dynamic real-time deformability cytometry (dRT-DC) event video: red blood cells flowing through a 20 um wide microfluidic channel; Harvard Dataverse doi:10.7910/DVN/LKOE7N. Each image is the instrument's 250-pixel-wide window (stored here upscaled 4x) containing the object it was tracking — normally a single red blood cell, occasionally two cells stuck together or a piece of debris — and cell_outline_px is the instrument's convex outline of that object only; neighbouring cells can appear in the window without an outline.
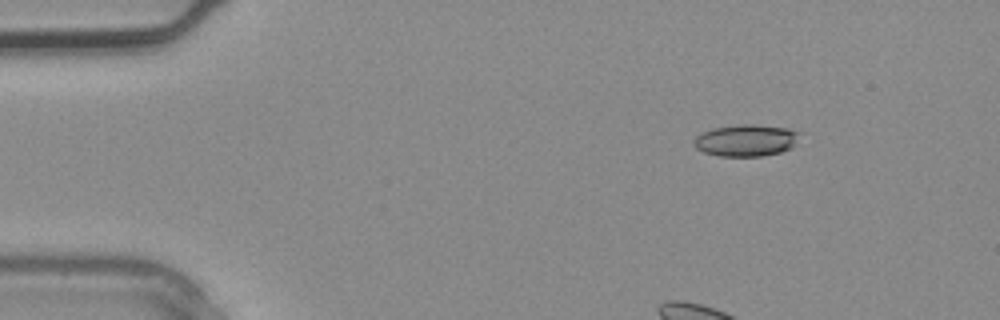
{"species": "common noctule bat (a hibernating species)", "species_latin": "Nyctalus noctula", "temperature_condition": "warm", "stored_images_in_passage": 3, "camera_frame_rate_fps": 3000, "um_per_image_px": 0.085, "animal": {"sex": "male", "body_mass_g": 20.4}, "frame": {"image": 1, "passage_image": 1, "time_ms": 0.0, "image_size_px": [1000, 320], "cell_outline_px": [[800, 132], [792, 148], [780, 152], [764, 156], [720, 156], [704, 152], [696, 148], [692, 140], [696, 136], [712, 128], [744, 124], [752, 124], [788, 128]], "centroid_in_image_um": [63.41, 11.93], "position_along_channel_um": 21.6, "area_um2": 19.54}}